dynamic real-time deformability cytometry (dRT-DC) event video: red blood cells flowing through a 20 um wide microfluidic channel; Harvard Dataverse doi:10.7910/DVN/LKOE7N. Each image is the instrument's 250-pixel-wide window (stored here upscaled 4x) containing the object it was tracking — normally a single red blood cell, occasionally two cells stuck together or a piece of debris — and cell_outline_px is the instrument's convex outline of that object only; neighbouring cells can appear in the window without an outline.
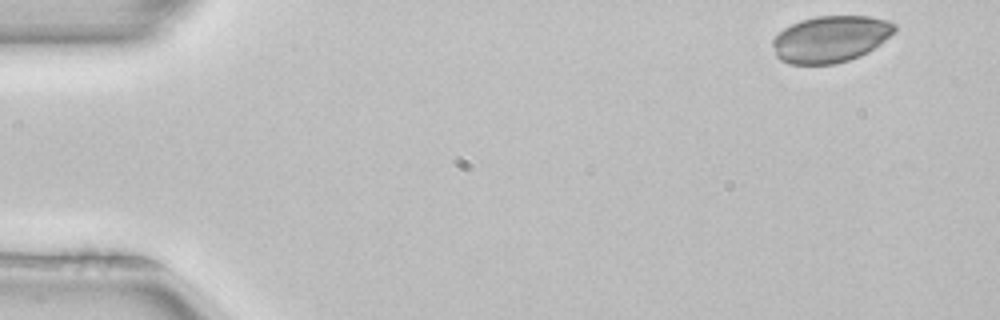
{"species": "common noctule bat (a hibernating species)", "species_latin": "Nyctalus noctula", "temperature_condition": "room temperature", "stored_images_in_passage": 6, "segment_of_instrument_passage": [3, 3], "camera_frame_rate_fps": 3000, "um_per_image_px": 0.085, "animal": {"sex": "female", "body_mass_g": 22.7, "forearm_length_mm": 54.2}, "frame": {"image": 1, "passage_image": 6, "time_ms": 1.667, "image_size_px": [1000, 320], "cell_outline_px": [[896, 32], [880, 44], [868, 52], [860, 56], [836, 64], [788, 64], [780, 60], [776, 56], [772, 44], [772, 40], [784, 28], [800, 20], [816, 16], [868, 16], [888, 20], [896, 24]], "centroid_in_image_um": [70.61, 3.32], "position_along_channel_um": 14.4, "area_um2": 33.29}}